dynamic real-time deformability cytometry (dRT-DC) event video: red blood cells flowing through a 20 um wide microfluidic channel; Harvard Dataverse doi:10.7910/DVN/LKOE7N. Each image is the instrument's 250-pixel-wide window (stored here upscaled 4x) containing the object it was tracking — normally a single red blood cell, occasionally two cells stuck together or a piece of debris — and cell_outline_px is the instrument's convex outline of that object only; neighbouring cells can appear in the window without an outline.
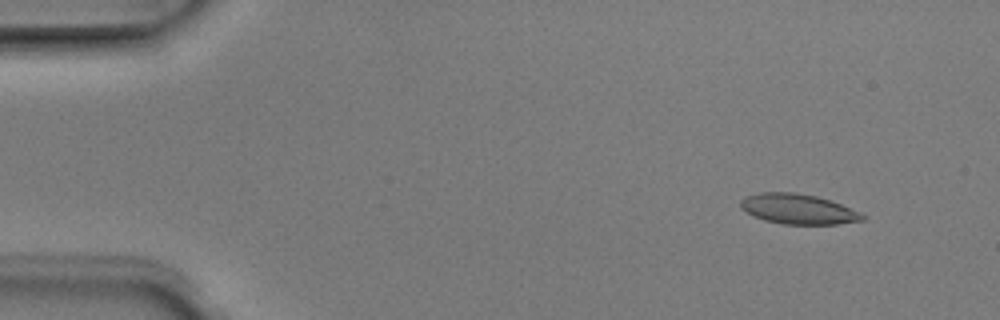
{"species": "Egyptian fruit bat (a non-hibernating species)", "species_latin": "Rousettus aegyptiacus", "temperature_condition": "room temperature", "stored_images_in_passage": 6, "camera_frame_rate_fps": 3000, "um_per_image_px": 0.085, "animal": {"sex": "male"}, "frame": {"image": 1, "passage_image": 2, "time_ms": 0.333, "image_size_px": [1000, 320], "cell_outline_px": [[864, 220], [836, 224], [784, 224], [764, 220], [752, 216], [740, 208], [740, 200], [748, 196], [760, 192], [796, 192], [816, 196], [840, 204], [860, 212], [864, 216]], "centroid_in_image_um": [67.8, 17.77], "position_along_channel_um": 17.2, "area_um2": 21.27}}
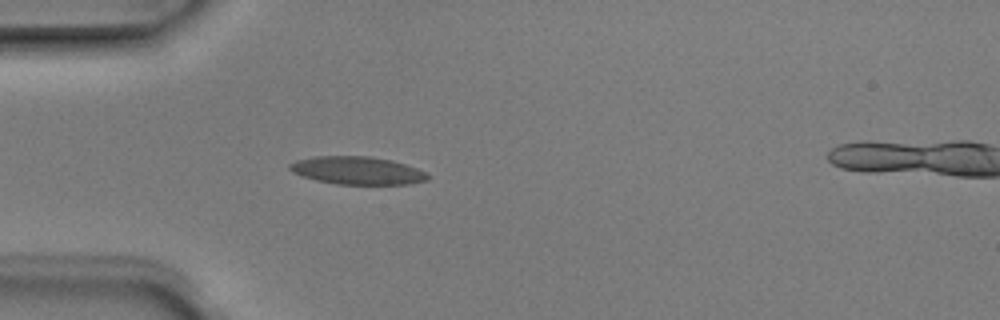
{"frame": {"image": 2, "passage_image": 5, "time_ms": 1.333, "image_size_px": [1000, 320], "cell_outline_px": [[432, 176], [428, 180], [408, 184], [336, 184], [316, 180], [300, 176], [292, 172], [288, 168], [288, 164], [296, 160], [312, 156], [368, 156], [392, 160], [428, 172]], "centroid_in_image_um": [30.36, 14.49], "position_along_channel_um": 54.6, "area_um2": 22.66}}